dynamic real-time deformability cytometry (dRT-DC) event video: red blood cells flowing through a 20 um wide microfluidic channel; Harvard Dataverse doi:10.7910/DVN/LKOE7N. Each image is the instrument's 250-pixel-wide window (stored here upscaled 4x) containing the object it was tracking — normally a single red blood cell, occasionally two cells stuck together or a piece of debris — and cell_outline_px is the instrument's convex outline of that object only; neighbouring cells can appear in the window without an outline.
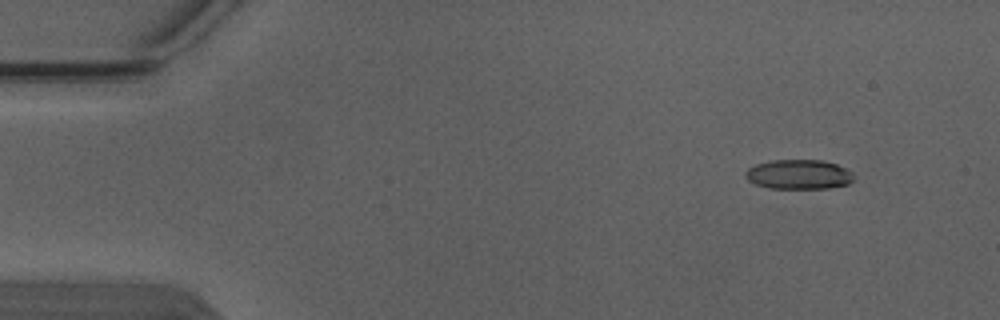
{"species": "Egyptian fruit bat (a non-hibernating species)", "species_latin": "Rousettus aegyptiacus", "temperature_condition": "warm", "stored_images_in_passage": 6, "camera_frame_rate_fps": 3000, "um_per_image_px": 0.085, "animal": {"sex": "male"}, "frame": {"image": 1, "passage_image": 2, "time_ms": 0.333, "image_size_px": [1000, 320], "cell_outline_px": [[852, 180], [848, 184], [828, 188], [768, 188], [756, 184], [748, 180], [744, 176], [744, 172], [748, 168], [756, 164], [772, 160], [824, 160], [836, 164], [852, 172]], "centroid_in_image_um": [67.86, 14.82], "position_along_channel_um": 17.1, "area_um2": 18.61}}
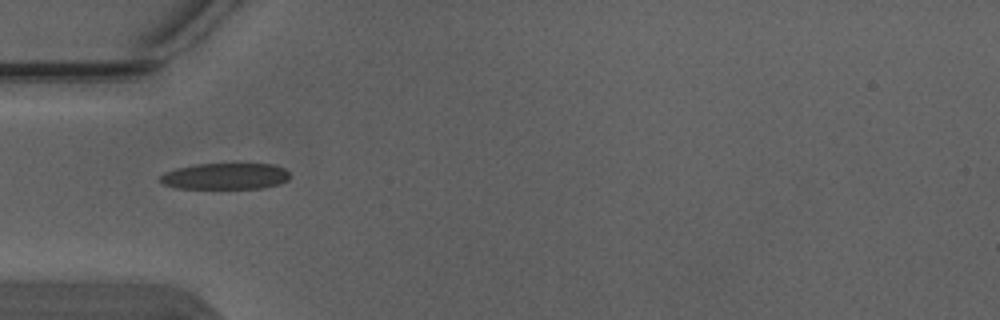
{"frame": {"image": 2, "passage_image": 5, "time_ms": 1.333, "image_size_px": [1000, 320], "cell_outline_px": [[288, 180], [280, 184], [264, 188], [176, 188], [164, 184], [160, 180], [160, 176], [164, 172], [176, 168], [196, 164], [272, 164], [284, 168], [288, 172]], "centroid_in_image_um": [19.15, 14.98], "position_along_channel_um": 65.8, "area_um2": 19.83}}
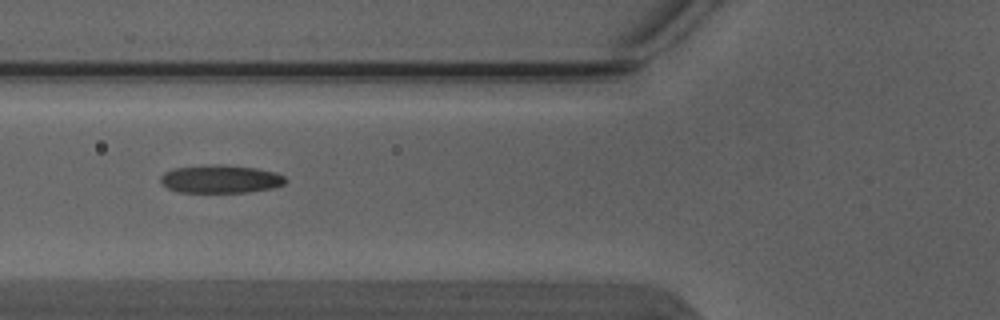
{"frame": {"image": 3, "passage_image": 6, "time_ms": 1.667, "image_size_px": [1000, 320], "cell_outline_px": [[288, 180], [284, 184], [272, 188], [248, 192], [176, 192], [168, 188], [160, 180], [160, 176], [164, 172], [176, 168], [224, 164], [256, 168], [276, 172], [284, 176]], "centroid_in_image_um": [18.78, 15.22], "position_along_channel_um": 107.0, "area_um2": 20.35}}